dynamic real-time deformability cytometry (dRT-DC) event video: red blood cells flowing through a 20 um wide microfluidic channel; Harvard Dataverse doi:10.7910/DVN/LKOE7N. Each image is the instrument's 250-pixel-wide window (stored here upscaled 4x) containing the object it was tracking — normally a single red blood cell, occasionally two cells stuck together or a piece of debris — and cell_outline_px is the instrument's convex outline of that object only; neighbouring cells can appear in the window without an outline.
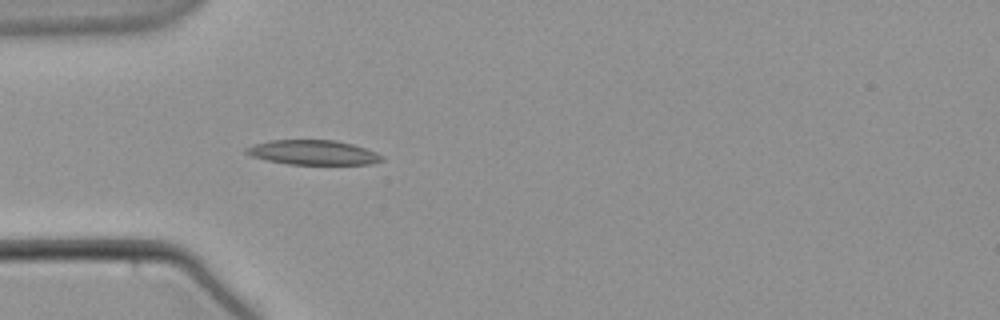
{"species": "common noctule bat (a hibernating species)", "species_latin": "Nyctalus noctula", "temperature_condition": "warm", "stored_images_in_passage": 40, "camera_frame_rate_fps": 3000, "um_per_image_px": 0.085, "animal": {"sex": "male", "body_mass_g": 21.5, "forearm_length_mm": 52.0}, "frame": {"image": 1, "passage_image": 1, "time_ms": 0.0, "image_size_px": [1000, 320], "cell_outline_px": [[384, 160], [372, 164], [288, 164], [264, 160], [252, 156], [244, 152], [244, 148], [252, 144], [272, 140], [332, 140], [352, 144], [376, 152], [384, 156]], "centroid_in_image_um": [26.58, 12.96], "position_along_channel_um": 58.4, "area_um2": 19.54}}
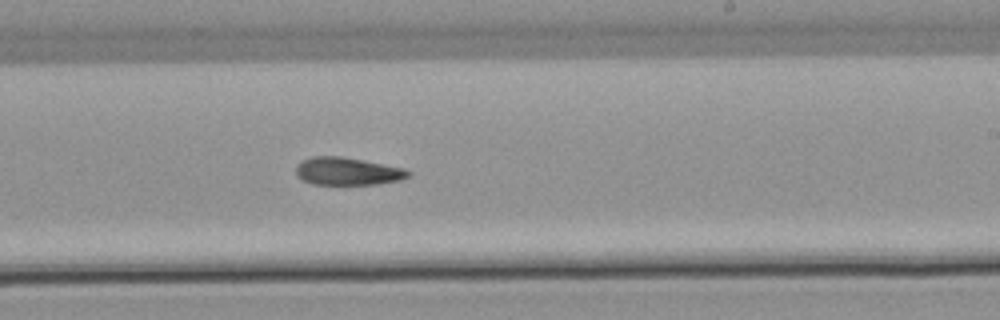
{"frame": {"image": 2, "passage_image": 18, "time_ms": 5.667, "image_size_px": [1000, 320], "cell_outline_px": [[412, 172], [408, 176], [400, 180], [376, 184], [312, 184], [296, 176], [296, 168], [304, 160], [312, 156], [340, 156], [404, 168]], "centroid_in_image_um": [29.54, 14.56], "position_along_channel_um": 259.5, "area_um2": 17.86}}
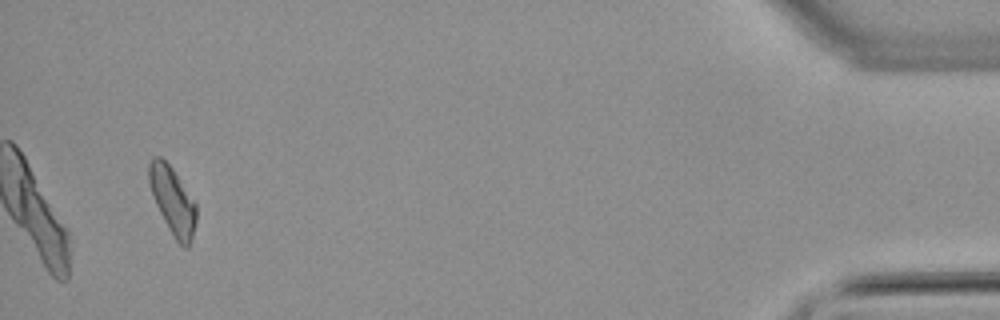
{"frame": {"image": 3, "passage_image": 38, "time_ms": 12.333, "image_size_px": [1000, 320], "cell_outline_px": [[196, 220], [192, 236], [188, 248], [184, 248], [176, 240], [168, 228], [152, 196], [148, 180], [148, 164], [152, 156], [160, 156], [172, 168], [196, 204]], "centroid_in_image_um": [14.65, 17.03], "position_along_channel_um": 420.6, "area_um2": 18.38}}